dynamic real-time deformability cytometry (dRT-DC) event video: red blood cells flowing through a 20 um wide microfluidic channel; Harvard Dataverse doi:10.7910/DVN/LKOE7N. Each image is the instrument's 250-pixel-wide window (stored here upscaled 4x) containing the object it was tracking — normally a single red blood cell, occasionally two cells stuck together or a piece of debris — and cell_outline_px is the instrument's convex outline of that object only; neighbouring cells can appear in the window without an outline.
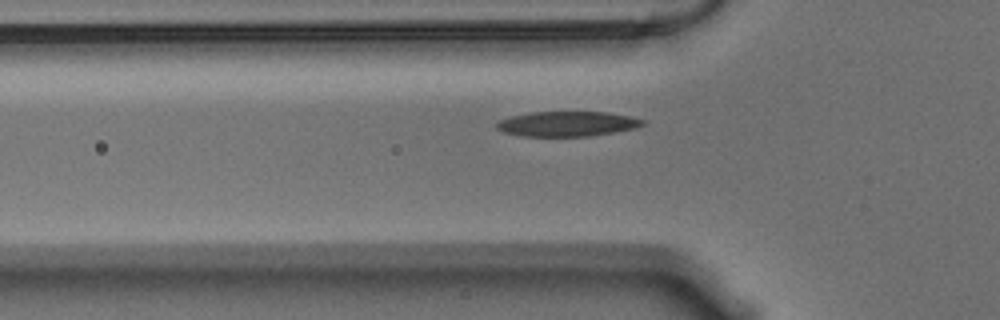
{"species": "Egyptian fruit bat (a non-hibernating species)", "species_latin": "Rousettus aegyptiacus", "temperature_condition": "warm", "stored_images_in_passage": 41, "camera_frame_rate_fps": 3000, "um_per_image_px": 0.085, "animal": {"sex": "male"}, "frame": {"image": 1, "passage_image": 7, "time_ms": 2.0, "image_size_px": [1000, 320], "cell_outline_px": [[648, 120], [644, 124], [636, 128], [616, 132], [588, 136], [520, 136], [504, 132], [496, 128], [496, 124], [500, 120], [512, 116], [532, 112], [604, 112], [628, 116]], "centroid_in_image_um": [48.24, 10.53], "position_along_channel_um": 77.6, "area_um2": 21.21}}
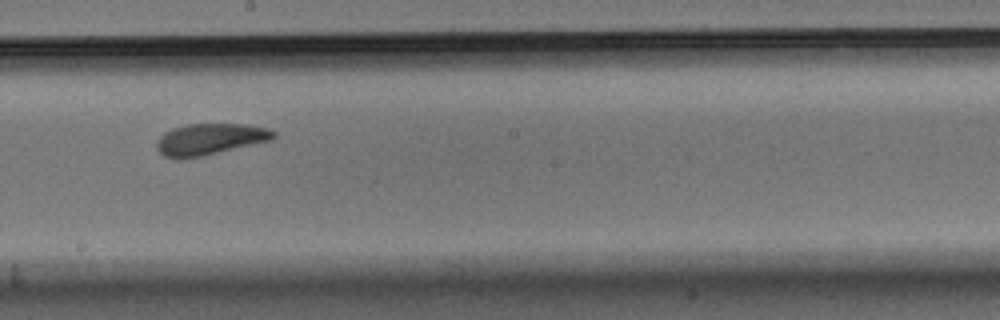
{"frame": {"image": 2, "passage_image": 20, "time_ms": 6.333, "image_size_px": [1000, 320], "cell_outline_px": [[276, 136], [272, 140], [204, 156], [180, 160], [176, 160], [164, 156], [156, 148], [156, 140], [164, 132], [172, 128], [188, 124], [244, 124], [264, 128], [276, 132]], "centroid_in_image_um": [17.79, 11.85], "position_along_channel_um": 230.4, "area_um2": 21.62}}
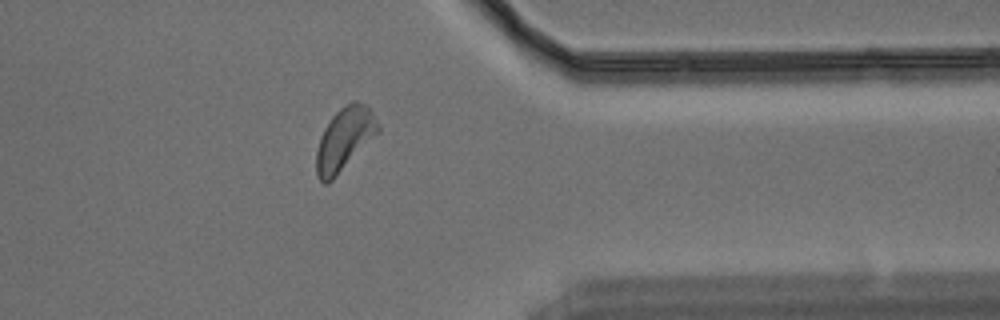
{"frame": {"image": 3, "passage_image": 34, "time_ms": 11.0, "image_size_px": [1000, 320], "cell_outline_px": [[380, 132], [328, 184], [324, 184], [316, 176], [316, 152], [320, 136], [324, 128], [332, 116], [344, 104], [352, 100], [356, 100], [364, 104], [372, 112], [380, 128]], "centroid_in_image_um": [29.27, 11.82], "position_along_channel_um": 382.1, "area_um2": 22.66}}